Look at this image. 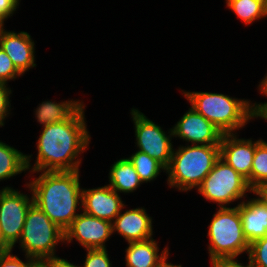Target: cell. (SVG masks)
Listing matches in <instances>:
<instances>
[{"mask_svg":"<svg viewBox=\"0 0 267 267\" xmlns=\"http://www.w3.org/2000/svg\"><path fill=\"white\" fill-rule=\"evenodd\" d=\"M12 248L5 242L0 228V253H6L11 251Z\"/></svg>","mask_w":267,"mask_h":267,"instance_id":"obj_34","label":"cell"},{"mask_svg":"<svg viewBox=\"0 0 267 267\" xmlns=\"http://www.w3.org/2000/svg\"><path fill=\"white\" fill-rule=\"evenodd\" d=\"M83 104L68 120L43 127L37 140V157L32 165V154H26L29 173L41 171H80V155L91 140L87 130ZM80 157V158H79ZM32 166V167H31ZM31 169V170H30Z\"/></svg>","mask_w":267,"mask_h":267,"instance_id":"obj_1","label":"cell"},{"mask_svg":"<svg viewBox=\"0 0 267 267\" xmlns=\"http://www.w3.org/2000/svg\"><path fill=\"white\" fill-rule=\"evenodd\" d=\"M36 174H39L37 178L33 180L32 177L29 183L26 182L31 188L34 204L65 231L79 214L77 209L81 211L82 208L83 187L80 186L79 170L39 171Z\"/></svg>","mask_w":267,"mask_h":267,"instance_id":"obj_2","label":"cell"},{"mask_svg":"<svg viewBox=\"0 0 267 267\" xmlns=\"http://www.w3.org/2000/svg\"><path fill=\"white\" fill-rule=\"evenodd\" d=\"M219 146L220 158L247 180L251 174L255 141L238 138V133L223 134Z\"/></svg>","mask_w":267,"mask_h":267,"instance_id":"obj_14","label":"cell"},{"mask_svg":"<svg viewBox=\"0 0 267 267\" xmlns=\"http://www.w3.org/2000/svg\"><path fill=\"white\" fill-rule=\"evenodd\" d=\"M81 101V102H80ZM82 100H66L56 103L45 100L37 106L35 117L42 127L68 120L82 105Z\"/></svg>","mask_w":267,"mask_h":267,"instance_id":"obj_18","label":"cell"},{"mask_svg":"<svg viewBox=\"0 0 267 267\" xmlns=\"http://www.w3.org/2000/svg\"><path fill=\"white\" fill-rule=\"evenodd\" d=\"M86 258L81 267H113L106 249H86Z\"/></svg>","mask_w":267,"mask_h":267,"instance_id":"obj_25","label":"cell"},{"mask_svg":"<svg viewBox=\"0 0 267 267\" xmlns=\"http://www.w3.org/2000/svg\"><path fill=\"white\" fill-rule=\"evenodd\" d=\"M34 45V40L28 32L7 31L3 27L0 33V48L8 55L22 76L36 67Z\"/></svg>","mask_w":267,"mask_h":267,"instance_id":"obj_13","label":"cell"},{"mask_svg":"<svg viewBox=\"0 0 267 267\" xmlns=\"http://www.w3.org/2000/svg\"><path fill=\"white\" fill-rule=\"evenodd\" d=\"M51 267H81L71 262H68L67 259L60 258L58 256L50 259Z\"/></svg>","mask_w":267,"mask_h":267,"instance_id":"obj_32","label":"cell"},{"mask_svg":"<svg viewBox=\"0 0 267 267\" xmlns=\"http://www.w3.org/2000/svg\"><path fill=\"white\" fill-rule=\"evenodd\" d=\"M255 198L239 202L242 228L248 243L267 235V199L261 192H253Z\"/></svg>","mask_w":267,"mask_h":267,"instance_id":"obj_15","label":"cell"},{"mask_svg":"<svg viewBox=\"0 0 267 267\" xmlns=\"http://www.w3.org/2000/svg\"><path fill=\"white\" fill-rule=\"evenodd\" d=\"M121 195L108 184L92 189H82L81 210L89 215L113 222L126 207Z\"/></svg>","mask_w":267,"mask_h":267,"instance_id":"obj_12","label":"cell"},{"mask_svg":"<svg viewBox=\"0 0 267 267\" xmlns=\"http://www.w3.org/2000/svg\"><path fill=\"white\" fill-rule=\"evenodd\" d=\"M191 106L223 134L237 133L251 120V101L222 93L184 91Z\"/></svg>","mask_w":267,"mask_h":267,"instance_id":"obj_4","label":"cell"},{"mask_svg":"<svg viewBox=\"0 0 267 267\" xmlns=\"http://www.w3.org/2000/svg\"><path fill=\"white\" fill-rule=\"evenodd\" d=\"M265 75L266 76H264V78L258 85V90L260 91L259 93H261L262 95H265L266 97L267 96V74ZM264 103H267V102H264Z\"/></svg>","mask_w":267,"mask_h":267,"instance_id":"obj_35","label":"cell"},{"mask_svg":"<svg viewBox=\"0 0 267 267\" xmlns=\"http://www.w3.org/2000/svg\"><path fill=\"white\" fill-rule=\"evenodd\" d=\"M253 192H261L267 186V142L255 141V154L250 177L246 180Z\"/></svg>","mask_w":267,"mask_h":267,"instance_id":"obj_21","label":"cell"},{"mask_svg":"<svg viewBox=\"0 0 267 267\" xmlns=\"http://www.w3.org/2000/svg\"><path fill=\"white\" fill-rule=\"evenodd\" d=\"M158 241L149 238L143 241L128 242L125 249L126 267H163L168 262L169 247L158 253Z\"/></svg>","mask_w":267,"mask_h":267,"instance_id":"obj_17","label":"cell"},{"mask_svg":"<svg viewBox=\"0 0 267 267\" xmlns=\"http://www.w3.org/2000/svg\"><path fill=\"white\" fill-rule=\"evenodd\" d=\"M261 193L265 196L267 199V186L261 191Z\"/></svg>","mask_w":267,"mask_h":267,"instance_id":"obj_37","label":"cell"},{"mask_svg":"<svg viewBox=\"0 0 267 267\" xmlns=\"http://www.w3.org/2000/svg\"><path fill=\"white\" fill-rule=\"evenodd\" d=\"M65 242V232L34 203L30 206L21 237L19 249L25 256L48 260L56 255V247Z\"/></svg>","mask_w":267,"mask_h":267,"instance_id":"obj_6","label":"cell"},{"mask_svg":"<svg viewBox=\"0 0 267 267\" xmlns=\"http://www.w3.org/2000/svg\"><path fill=\"white\" fill-rule=\"evenodd\" d=\"M220 158L219 145H180L166 169L167 184L180 192L197 189Z\"/></svg>","mask_w":267,"mask_h":267,"instance_id":"obj_3","label":"cell"},{"mask_svg":"<svg viewBox=\"0 0 267 267\" xmlns=\"http://www.w3.org/2000/svg\"><path fill=\"white\" fill-rule=\"evenodd\" d=\"M26 171V154L0 140V181Z\"/></svg>","mask_w":267,"mask_h":267,"instance_id":"obj_20","label":"cell"},{"mask_svg":"<svg viewBox=\"0 0 267 267\" xmlns=\"http://www.w3.org/2000/svg\"><path fill=\"white\" fill-rule=\"evenodd\" d=\"M11 94V88L7 84L0 83V128L5 125L4 121L11 114Z\"/></svg>","mask_w":267,"mask_h":267,"instance_id":"obj_27","label":"cell"},{"mask_svg":"<svg viewBox=\"0 0 267 267\" xmlns=\"http://www.w3.org/2000/svg\"><path fill=\"white\" fill-rule=\"evenodd\" d=\"M230 9L245 25L267 18V0H225Z\"/></svg>","mask_w":267,"mask_h":267,"instance_id":"obj_22","label":"cell"},{"mask_svg":"<svg viewBox=\"0 0 267 267\" xmlns=\"http://www.w3.org/2000/svg\"><path fill=\"white\" fill-rule=\"evenodd\" d=\"M128 159L133 164L142 183L152 182L161 175L162 171L166 173V168L160 162L140 150H137Z\"/></svg>","mask_w":267,"mask_h":267,"instance_id":"obj_23","label":"cell"},{"mask_svg":"<svg viewBox=\"0 0 267 267\" xmlns=\"http://www.w3.org/2000/svg\"><path fill=\"white\" fill-rule=\"evenodd\" d=\"M3 27H4V25L2 23H0V33H1L2 29H3Z\"/></svg>","mask_w":267,"mask_h":267,"instance_id":"obj_38","label":"cell"},{"mask_svg":"<svg viewBox=\"0 0 267 267\" xmlns=\"http://www.w3.org/2000/svg\"><path fill=\"white\" fill-rule=\"evenodd\" d=\"M197 192L206 201L217 203L219 208L227 207L234 201H244L247 192L253 193L246 179L221 158L216 161Z\"/></svg>","mask_w":267,"mask_h":267,"instance_id":"obj_7","label":"cell"},{"mask_svg":"<svg viewBox=\"0 0 267 267\" xmlns=\"http://www.w3.org/2000/svg\"><path fill=\"white\" fill-rule=\"evenodd\" d=\"M163 267H183L182 265H174V264H172V263H169V262H167Z\"/></svg>","mask_w":267,"mask_h":267,"instance_id":"obj_36","label":"cell"},{"mask_svg":"<svg viewBox=\"0 0 267 267\" xmlns=\"http://www.w3.org/2000/svg\"><path fill=\"white\" fill-rule=\"evenodd\" d=\"M207 236L210 261L237 259L242 253L248 255L250 244L243 232L239 203L217 209L208 225Z\"/></svg>","mask_w":267,"mask_h":267,"instance_id":"obj_5","label":"cell"},{"mask_svg":"<svg viewBox=\"0 0 267 267\" xmlns=\"http://www.w3.org/2000/svg\"><path fill=\"white\" fill-rule=\"evenodd\" d=\"M109 186L119 193H132L142 184L133 164L127 158H121L111 165L109 171Z\"/></svg>","mask_w":267,"mask_h":267,"instance_id":"obj_19","label":"cell"},{"mask_svg":"<svg viewBox=\"0 0 267 267\" xmlns=\"http://www.w3.org/2000/svg\"><path fill=\"white\" fill-rule=\"evenodd\" d=\"M130 114L134 122L137 149L148 154L167 169L174 150L171 141L172 128L167 130L168 133L165 132L161 126L148 119L139 109L132 108Z\"/></svg>","mask_w":267,"mask_h":267,"instance_id":"obj_8","label":"cell"},{"mask_svg":"<svg viewBox=\"0 0 267 267\" xmlns=\"http://www.w3.org/2000/svg\"><path fill=\"white\" fill-rule=\"evenodd\" d=\"M12 251L0 253V267H30V257L25 256L26 260H21L17 255H13Z\"/></svg>","mask_w":267,"mask_h":267,"instance_id":"obj_28","label":"cell"},{"mask_svg":"<svg viewBox=\"0 0 267 267\" xmlns=\"http://www.w3.org/2000/svg\"><path fill=\"white\" fill-rule=\"evenodd\" d=\"M30 267H51L50 259L40 260L30 257Z\"/></svg>","mask_w":267,"mask_h":267,"instance_id":"obj_33","label":"cell"},{"mask_svg":"<svg viewBox=\"0 0 267 267\" xmlns=\"http://www.w3.org/2000/svg\"><path fill=\"white\" fill-rule=\"evenodd\" d=\"M210 262L212 265L211 267H252L249 261L247 265H244L243 263L238 262V259L214 260Z\"/></svg>","mask_w":267,"mask_h":267,"instance_id":"obj_31","label":"cell"},{"mask_svg":"<svg viewBox=\"0 0 267 267\" xmlns=\"http://www.w3.org/2000/svg\"><path fill=\"white\" fill-rule=\"evenodd\" d=\"M262 118L267 121V103H251V119Z\"/></svg>","mask_w":267,"mask_h":267,"instance_id":"obj_30","label":"cell"},{"mask_svg":"<svg viewBox=\"0 0 267 267\" xmlns=\"http://www.w3.org/2000/svg\"><path fill=\"white\" fill-rule=\"evenodd\" d=\"M22 75L17 71L8 55L0 48V83L16 80Z\"/></svg>","mask_w":267,"mask_h":267,"instance_id":"obj_26","label":"cell"},{"mask_svg":"<svg viewBox=\"0 0 267 267\" xmlns=\"http://www.w3.org/2000/svg\"><path fill=\"white\" fill-rule=\"evenodd\" d=\"M21 0H0V23L5 25L9 17L13 16V13L19 7V2Z\"/></svg>","mask_w":267,"mask_h":267,"instance_id":"obj_29","label":"cell"},{"mask_svg":"<svg viewBox=\"0 0 267 267\" xmlns=\"http://www.w3.org/2000/svg\"><path fill=\"white\" fill-rule=\"evenodd\" d=\"M25 188H29L31 196L8 186L0 190V228L12 249L19 242L27 212L34 203L31 188L28 184Z\"/></svg>","mask_w":267,"mask_h":267,"instance_id":"obj_9","label":"cell"},{"mask_svg":"<svg viewBox=\"0 0 267 267\" xmlns=\"http://www.w3.org/2000/svg\"><path fill=\"white\" fill-rule=\"evenodd\" d=\"M145 208H133L120 212L112 222L113 234L118 233L126 242L153 238V221Z\"/></svg>","mask_w":267,"mask_h":267,"instance_id":"obj_16","label":"cell"},{"mask_svg":"<svg viewBox=\"0 0 267 267\" xmlns=\"http://www.w3.org/2000/svg\"><path fill=\"white\" fill-rule=\"evenodd\" d=\"M247 256L252 267H267V235L250 244Z\"/></svg>","mask_w":267,"mask_h":267,"instance_id":"obj_24","label":"cell"},{"mask_svg":"<svg viewBox=\"0 0 267 267\" xmlns=\"http://www.w3.org/2000/svg\"><path fill=\"white\" fill-rule=\"evenodd\" d=\"M173 138L178 137L191 145H220L223 133L192 106L172 128Z\"/></svg>","mask_w":267,"mask_h":267,"instance_id":"obj_11","label":"cell"},{"mask_svg":"<svg viewBox=\"0 0 267 267\" xmlns=\"http://www.w3.org/2000/svg\"><path fill=\"white\" fill-rule=\"evenodd\" d=\"M65 242L71 243L73 239L86 249H106V242L113 235L112 222L99 219L81 210L64 231Z\"/></svg>","mask_w":267,"mask_h":267,"instance_id":"obj_10","label":"cell"}]
</instances>
